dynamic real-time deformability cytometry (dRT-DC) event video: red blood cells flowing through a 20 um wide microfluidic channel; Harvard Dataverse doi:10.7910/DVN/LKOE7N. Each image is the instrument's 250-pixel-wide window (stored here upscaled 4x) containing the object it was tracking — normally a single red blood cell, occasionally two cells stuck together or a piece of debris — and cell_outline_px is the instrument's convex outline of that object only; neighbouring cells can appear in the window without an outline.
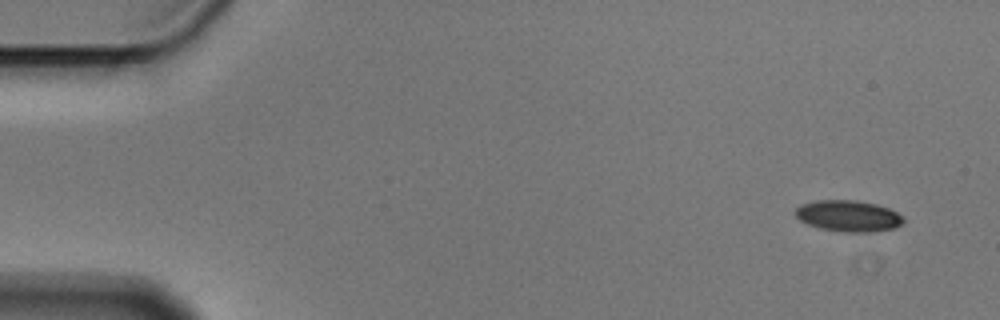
{"species": "Egyptian fruit bat (a non-hibernating species)", "species_latin": "Rousettus aegyptiacus", "temperature_condition": "cold", "stored_images_in_passage": 4, "camera_frame_rate_fps": 3000, "um_per_image_px": 0.085, "animal": {"sex": "male"}, "frame": {"image": 1, "passage_image": 1, "time_ms": 0.0, "image_size_px": [1000, 320], "cell_outline_px": [[904, 220], [900, 224], [892, 228], [872, 232], [844, 232], [816, 228], [800, 220], [792, 212], [800, 204], [816, 200], [856, 200], [876, 204], [888, 208], [904, 216]], "centroid_in_image_um": [72.06, 18.35], "position_along_channel_um": 12.9, "area_um2": 19.83}}
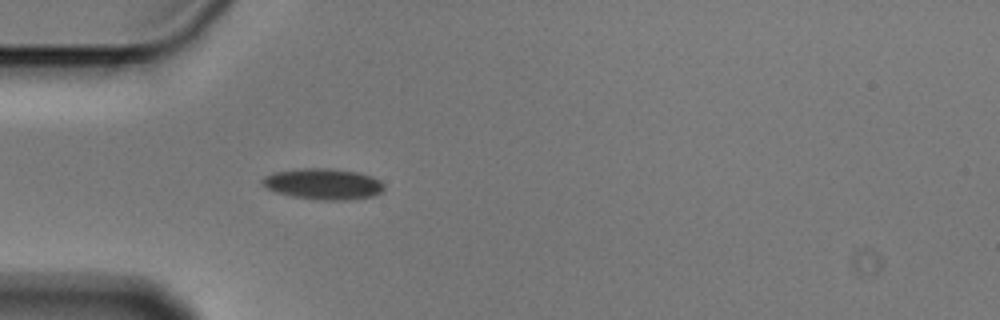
{"frame": {"image": 2, "passage_image": 4, "time_ms": 1.0, "image_size_px": [1000, 320], "cell_outline_px": [[384, 188], [380, 192], [372, 196], [344, 200], [320, 200], [292, 196], [276, 192], [260, 184], [260, 180], [264, 176], [272, 172], [304, 168], [332, 168], [356, 172], [372, 176], [380, 180], [384, 184]], "centroid_in_image_um": [27.44, 15.63], "position_along_channel_um": 57.6, "area_um2": 22.02}}